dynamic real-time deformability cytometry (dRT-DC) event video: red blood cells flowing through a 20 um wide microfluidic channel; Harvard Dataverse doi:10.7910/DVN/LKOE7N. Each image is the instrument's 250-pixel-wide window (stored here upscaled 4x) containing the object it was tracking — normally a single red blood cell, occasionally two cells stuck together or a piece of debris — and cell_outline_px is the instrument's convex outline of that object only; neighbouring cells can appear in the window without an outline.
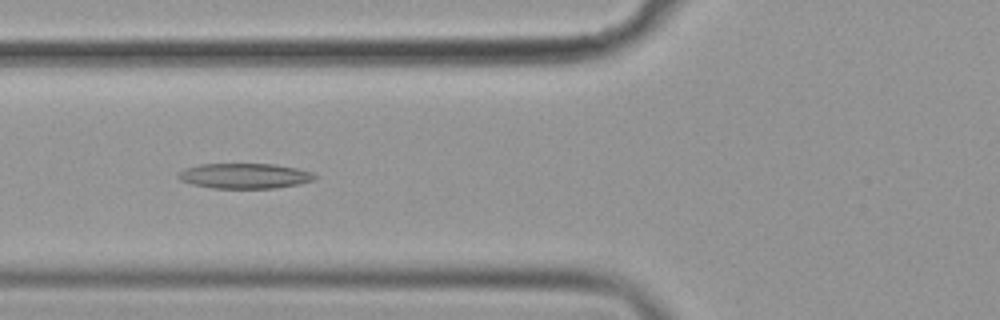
{"species": "common noctule bat (a hibernating species)", "species_latin": "Nyctalus noctula", "temperature_condition": "cold", "stored_images_in_passage": 42, "camera_frame_rate_fps": 3000, "um_per_image_px": 0.085, "animal": {"sex": "female", "body_mass_g": 19.9}, "frame": {"image": 1, "passage_image": 8, "time_ms": 2.333, "image_size_px": [1000, 320], "cell_outline_px": [[320, 176], [312, 180], [300, 184], [276, 188], [212, 188], [192, 184], [180, 180], [176, 176], [176, 172], [184, 168], [200, 164], [276, 164], [296, 168], [312, 172]], "centroid_in_image_um": [20.78, 14.95], "position_along_channel_um": 105.0, "area_um2": 20.29}}
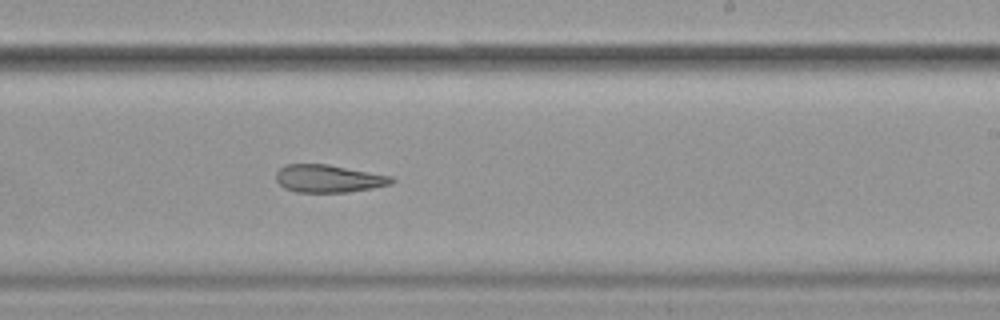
{"frame": {"image": 2, "passage_image": 21, "time_ms": 6.667, "image_size_px": [1000, 320], "cell_outline_px": [[396, 180], [392, 184], [372, 188], [348, 192], [296, 192], [284, 188], [276, 180], [276, 172], [284, 164], [328, 164], [392, 176]], "centroid_in_image_um": [27.93, 15.18], "position_along_channel_um": 261.1, "area_um2": 18.73}}
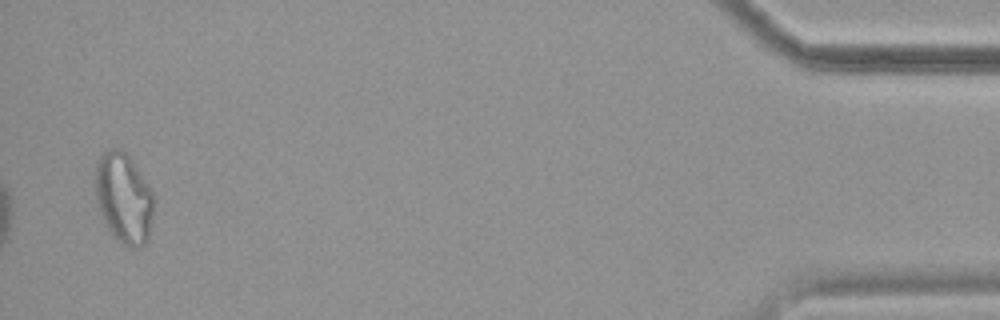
{"frame": {"image": 3, "passage_image": 41, "time_ms": 13.333, "image_size_px": [1000, 320], "cell_outline_px": [[152, 216], [148, 240], [140, 248], [128, 248], [116, 240], [112, 236], [100, 212], [96, 200], [96, 160], [104, 152], [112, 148], [120, 148], [132, 160], [152, 192]], "centroid_in_image_um": [10.5, 16.87], "position_along_channel_um": 424.7, "area_um2": 30.58}, "authors_computed_cell_mechanics": {"area_um2": 20.4901, "velocity_mm_per_s": 3.6091, "shape_relaxation_time_tau1_ms": null, "shape_relaxation_time_tau2_ms": 5.0643, "deformation_change_tau1": null, "deformation_change_tau2": 0.1628}}